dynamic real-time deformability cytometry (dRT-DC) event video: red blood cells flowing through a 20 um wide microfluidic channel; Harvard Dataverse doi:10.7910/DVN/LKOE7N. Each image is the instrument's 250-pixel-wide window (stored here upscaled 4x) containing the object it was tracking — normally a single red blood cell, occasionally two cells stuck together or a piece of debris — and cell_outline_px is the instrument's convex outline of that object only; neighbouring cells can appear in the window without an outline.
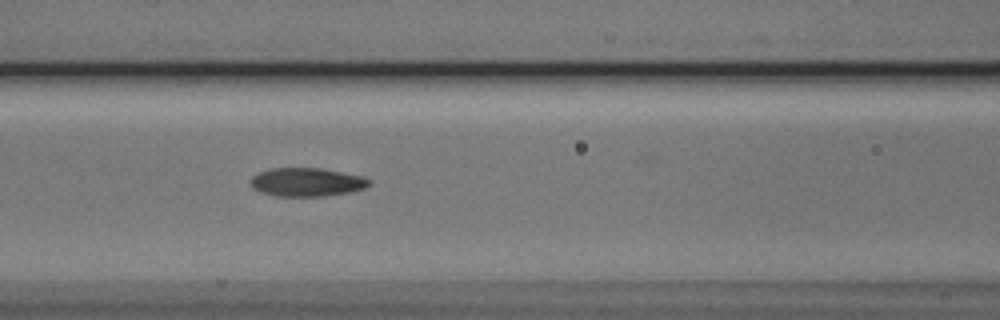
{"species": "Egyptian fruit bat (a non-hibernating species)", "species_latin": "Rousettus aegyptiacus", "temperature_condition": "cold", "stored_images_in_passage": 26, "camera_frame_rate_fps": 3000, "um_per_image_px": 0.085, "animal": {"sex": "male"}, "frame": {"image": 1, "passage_image": 10, "time_ms": 3.0, "image_size_px": [1000, 320], "cell_outline_px": [[368, 184], [364, 188], [348, 192], [324, 196], [276, 196], [260, 192], [252, 188], [252, 176], [260, 172], [272, 168], [320, 168], [360, 176], [368, 180]], "centroid_in_image_um": [26.01, 15.48], "position_along_channel_um": 140.6, "area_um2": 19.31}}
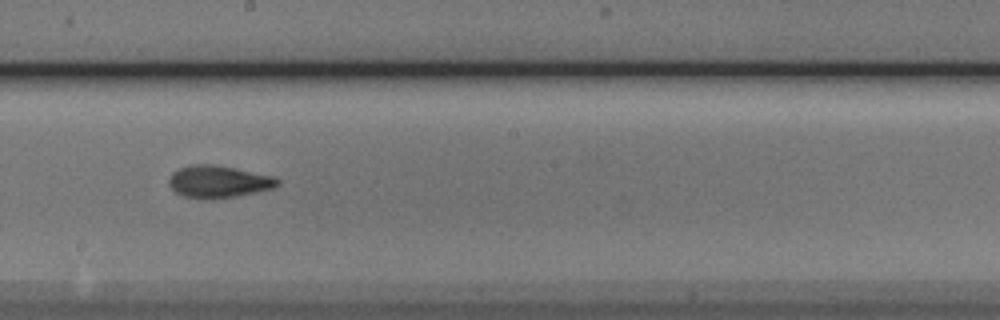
{"frame": {"image": 2, "passage_image": 17, "time_ms": 5.333, "image_size_px": [1000, 320], "cell_outline_px": [[280, 184], [272, 188], [256, 192], [236, 196], [212, 200], [200, 200], [184, 196], [176, 192], [168, 184], [168, 180], [172, 172], [180, 168], [192, 164], [216, 164], [276, 176], [280, 180]], "centroid_in_image_um": [18.58, 15.44], "position_along_channel_um": 229.6, "area_um2": 20.81}}
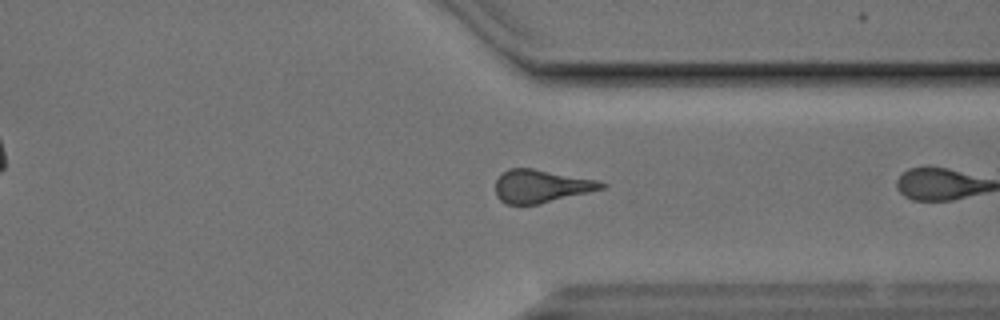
{"frame": {"image": 3, "passage_image": 25, "time_ms": 8.0, "image_size_px": [1000, 320], "cell_outline_px": [[608, 184], [604, 188], [588, 192], [536, 204], [508, 204], [500, 200], [496, 196], [496, 180], [508, 168], [532, 168], [600, 180]], "centroid_in_image_um": [46.01, 15.81], "position_along_channel_um": 365.4, "area_um2": 20.17}}